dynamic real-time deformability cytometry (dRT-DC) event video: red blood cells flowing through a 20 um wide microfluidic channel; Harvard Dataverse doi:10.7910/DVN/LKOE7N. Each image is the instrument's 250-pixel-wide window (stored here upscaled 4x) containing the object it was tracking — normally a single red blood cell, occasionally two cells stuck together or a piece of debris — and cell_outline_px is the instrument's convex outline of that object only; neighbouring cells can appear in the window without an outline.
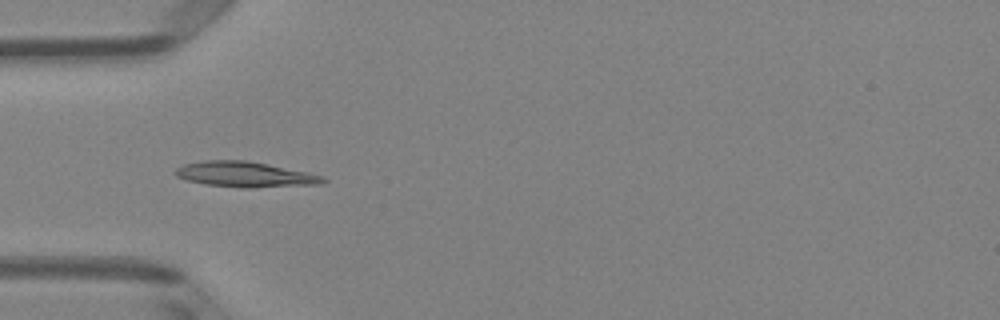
{"species": "Egyptian fruit bat (a non-hibernating species)", "species_latin": "Rousettus aegyptiacus", "temperature_condition": "room temperature", "stored_images_in_passage": 35, "camera_frame_rate_fps": 3000, "um_per_image_px": 0.085, "animal": {"sex": "female"}, "frame": {"image": 1, "passage_image": 1, "time_ms": 0.0, "image_size_px": [1000, 320], "cell_outline_px": [[328, 180], [324, 184], [252, 188], [240, 188], [204, 184], [188, 180], [176, 176], [172, 172], [176, 168], [184, 164], [204, 160], [244, 160], [268, 164], [308, 172], [324, 176]], "centroid_in_image_um": [20.86, 14.83], "position_along_channel_um": 64.1, "area_um2": 22.14}}
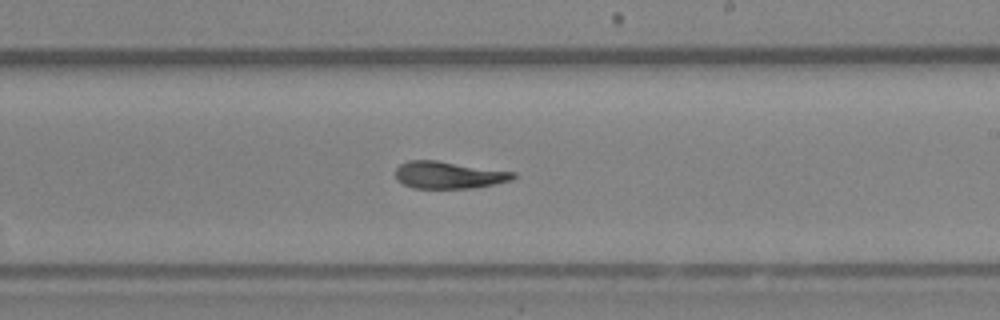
{"frame": {"image": 2, "passage_image": 15, "time_ms": 4.667, "image_size_px": [1000, 320], "cell_outline_px": [[516, 176], [512, 180], [472, 188], [412, 188], [396, 180], [396, 168], [400, 164], [408, 160], [436, 160], [516, 172]], "centroid_in_image_um": [38.12, 14.87], "position_along_channel_um": 250.9, "area_um2": 18.61}}
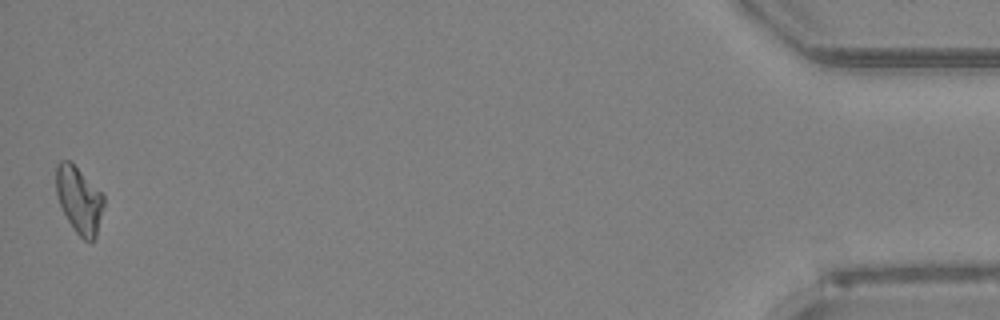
{"frame": {"image": 3, "passage_image": 35, "time_ms": 11.333, "image_size_px": [1000, 320], "cell_outline_px": [[104, 204], [96, 236], [92, 240], [84, 240], [76, 232], [68, 220], [60, 204], [56, 192], [56, 164], [60, 160], [72, 160], [104, 192]], "centroid_in_image_um": [6.74, 16.9], "position_along_channel_um": 428.5, "area_um2": 18.9}, "authors_computed_cell_mechanics": {"area_um2": 18.9006, "velocity_mm_per_s": 4.0271, "shape_relaxation_time_tau1_ms": 10.7543, "shape_relaxation_time_tau2_ms": 7.1056, "deformation_change_tau1": 0.2375, "deformation_change_tau2": 0.1456}}